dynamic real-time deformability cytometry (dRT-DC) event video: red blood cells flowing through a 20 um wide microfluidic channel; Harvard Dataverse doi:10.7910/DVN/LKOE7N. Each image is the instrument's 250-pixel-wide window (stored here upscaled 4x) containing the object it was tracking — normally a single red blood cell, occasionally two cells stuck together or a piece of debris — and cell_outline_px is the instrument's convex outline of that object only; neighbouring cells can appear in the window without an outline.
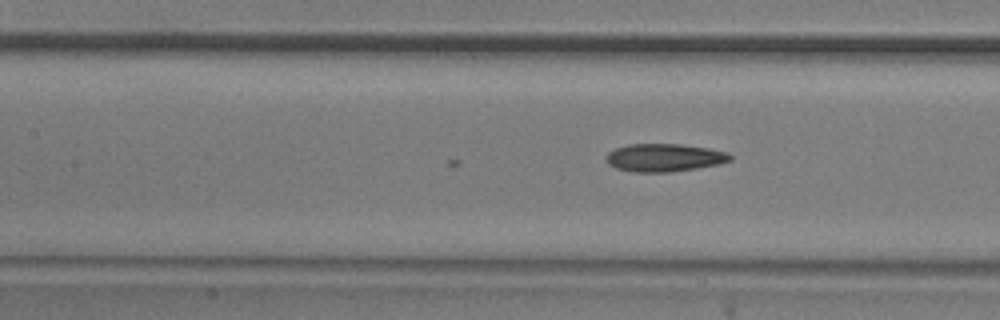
{"species": "common noctule bat (a hibernating species)", "species_latin": "Nyctalus noctula", "temperature_condition": "room temperature", "stored_images_in_passage": 8, "camera_frame_rate_fps": 3000, "um_per_image_px": 0.085, "animal": {"sex": "male", "body_mass_g": 20.5, "forearm_length_mm": 52.5}, "frame": {"image": 1, "passage_image": 8, "time_ms": 2.333, "image_size_px": [1000, 320], "cell_outline_px": [[732, 160], [720, 164], [672, 172], [632, 172], [616, 168], [608, 164], [604, 156], [608, 152], [616, 148], [628, 144], [680, 144], [708, 148], [728, 152], [732, 156]], "centroid_in_image_um": [56.46, 13.4], "position_along_channel_um": 150.9, "area_um2": 20.35}}